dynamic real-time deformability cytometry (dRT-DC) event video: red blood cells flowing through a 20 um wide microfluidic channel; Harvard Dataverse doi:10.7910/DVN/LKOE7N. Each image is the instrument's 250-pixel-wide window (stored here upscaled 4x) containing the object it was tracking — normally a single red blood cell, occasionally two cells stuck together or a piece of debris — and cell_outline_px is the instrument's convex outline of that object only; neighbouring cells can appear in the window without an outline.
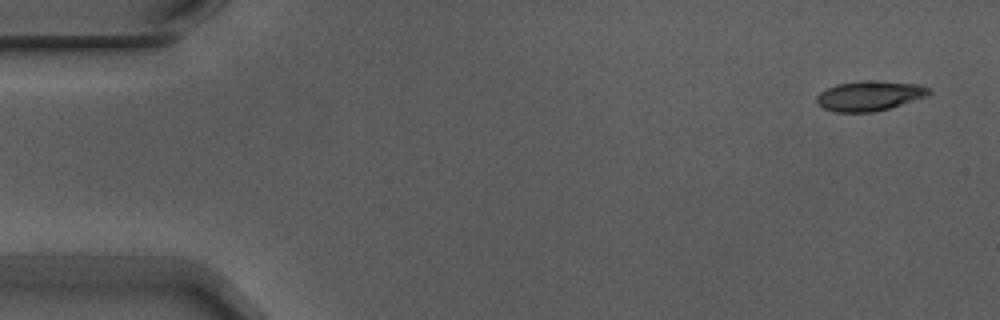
{"species": "Egyptian fruit bat (a non-hibernating species)", "species_latin": "Rousettus aegyptiacus", "temperature_condition": "warm", "stored_images_in_passage": 9, "camera_frame_rate_fps": 3000, "um_per_image_px": 0.085, "animal": {"sex": "male"}, "frame": {"image": 1, "passage_image": 1, "time_ms": 0.0, "image_size_px": [1000, 320], "cell_outline_px": [[932, 92], [928, 96], [888, 108], [872, 112], [836, 112], [824, 108], [816, 104], [816, 96], [820, 92], [836, 84], [864, 80], [920, 84], [928, 88]], "centroid_in_image_um": [73.89, 8.14], "position_along_channel_um": 11.1, "area_um2": 19.48}}
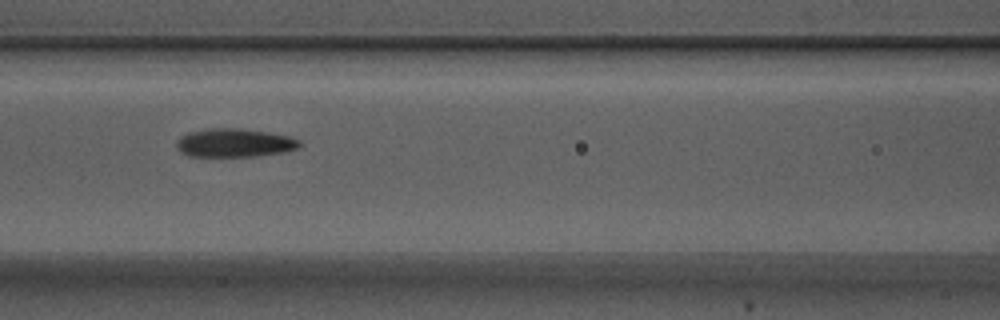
{"frame": {"image": 2, "passage_image": 7, "time_ms": 2.0, "image_size_px": [1000, 320], "cell_outline_px": [[300, 144], [296, 148], [284, 152], [256, 156], [188, 156], [180, 152], [176, 148], [176, 144], [180, 136], [188, 132], [212, 128], [240, 128], [288, 136], [300, 140]], "centroid_in_image_um": [19.88, 12.14], "position_along_channel_um": 146.7, "area_um2": 20.29}}
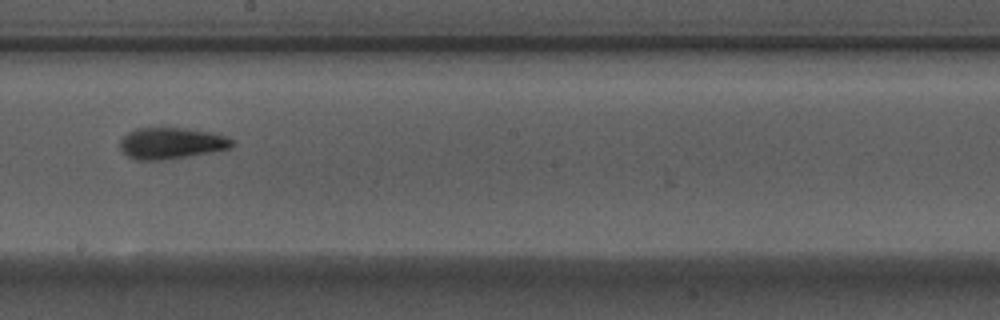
{"frame": {"image": 3, "passage_image": 9, "time_ms": 2.667, "image_size_px": [1000, 320], "cell_outline_px": [[232, 144], [228, 148], [212, 152], [188, 156], [160, 160], [136, 160], [128, 156], [120, 148], [120, 140], [128, 132], [136, 128], [184, 128], [208, 132], [224, 136], [232, 140]], "centroid_in_image_um": [14.5, 12.18], "position_along_channel_um": 233.7, "area_um2": 20.11}}